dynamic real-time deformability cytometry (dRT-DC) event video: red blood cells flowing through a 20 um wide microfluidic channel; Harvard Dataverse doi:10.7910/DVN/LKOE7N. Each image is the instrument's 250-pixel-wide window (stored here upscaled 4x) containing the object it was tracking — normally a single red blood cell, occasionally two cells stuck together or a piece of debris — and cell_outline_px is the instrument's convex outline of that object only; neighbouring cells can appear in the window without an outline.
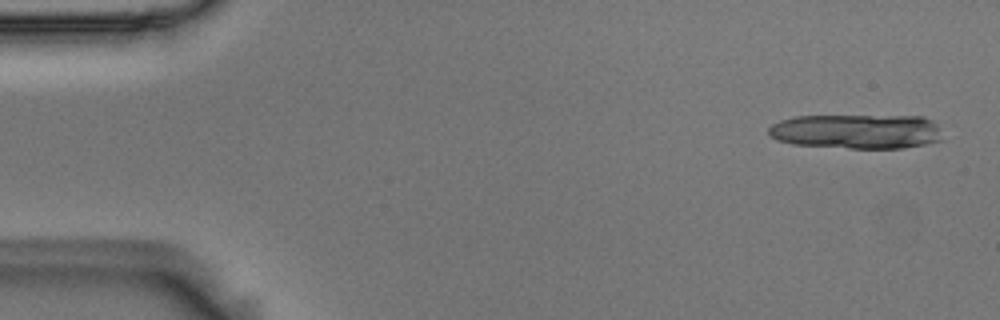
{"species": "Egyptian fruit bat (a non-hibernating species)", "species_latin": "Rousettus aegyptiacus", "temperature_condition": "room temperature", "stored_images_in_passage": 5, "camera_frame_rate_fps": 3000, "um_per_image_px": 0.085, "animal": {"sex": "male"}, "frame": {"image": 1, "passage_image": 1, "time_ms": 0.0, "image_size_px": [1000, 320], "cell_outline_px": [[944, 140], [904, 148], [848, 148], [792, 144], [776, 140], [768, 132], [768, 128], [772, 124], [780, 120], [796, 116], [924, 116], [932, 120], [940, 128]], "centroid_in_image_um": [72.85, 11.17], "position_along_channel_um": 12.1, "area_um2": 35.37}}
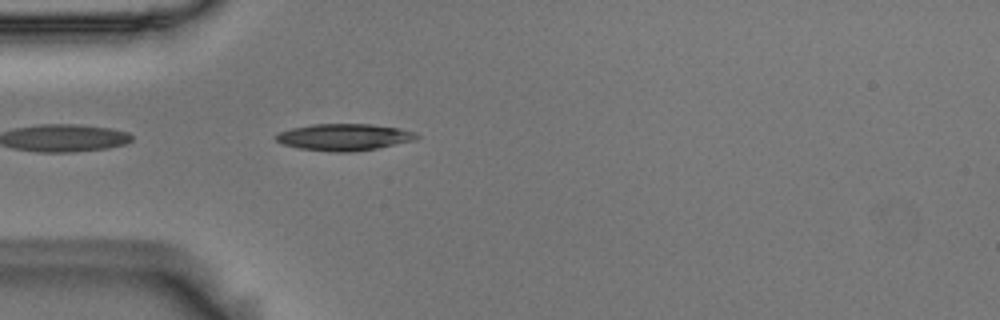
{"frame": {"image": 2, "passage_image": 5, "time_ms": 1.333, "image_size_px": [1000, 320], "cell_outline_px": [[420, 136], [416, 140], [376, 148], [352, 152], [328, 152], [300, 148], [280, 144], [272, 136], [276, 132], [292, 128], [312, 124], [372, 124], [396, 128], [416, 132]], "centroid_in_image_um": [29.19, 11.66], "position_along_channel_um": 55.8, "area_um2": 22.14}}